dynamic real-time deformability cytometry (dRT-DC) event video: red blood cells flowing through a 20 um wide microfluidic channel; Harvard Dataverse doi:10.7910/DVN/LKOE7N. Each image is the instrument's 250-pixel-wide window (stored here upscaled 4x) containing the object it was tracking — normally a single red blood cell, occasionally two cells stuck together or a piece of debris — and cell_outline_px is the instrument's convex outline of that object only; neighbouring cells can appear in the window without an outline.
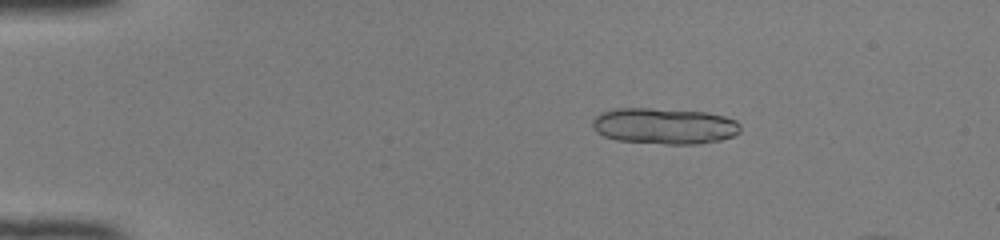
{"species": "common noctule bat (a hibernating species)", "species_latin": "Nyctalus noctula", "temperature_condition": "room temperature", "stored_images_in_passage": 40, "segment_of_instrument_passage": [1, 2], "camera_frame_rate_fps": 3000, "um_per_image_px": 0.085, "animal": {"sex": "female", "body_mass_g": 22.0, "forearm_length_mm": 56.7}, "frame": {"image": 1, "passage_image": 1, "time_ms": 0.0, "image_size_px": [1000, 240], "cell_outline_px": [[740, 132], [732, 136], [720, 140], [700, 144], [664, 144], [616, 140], [604, 136], [596, 132], [592, 128], [592, 120], [600, 112], [616, 108], [652, 108], [704, 112], [724, 116], [736, 120], [740, 124]], "centroid_in_image_um": [56.44, 10.71], "position_along_channel_um": 28.6, "area_um2": 31.33}}